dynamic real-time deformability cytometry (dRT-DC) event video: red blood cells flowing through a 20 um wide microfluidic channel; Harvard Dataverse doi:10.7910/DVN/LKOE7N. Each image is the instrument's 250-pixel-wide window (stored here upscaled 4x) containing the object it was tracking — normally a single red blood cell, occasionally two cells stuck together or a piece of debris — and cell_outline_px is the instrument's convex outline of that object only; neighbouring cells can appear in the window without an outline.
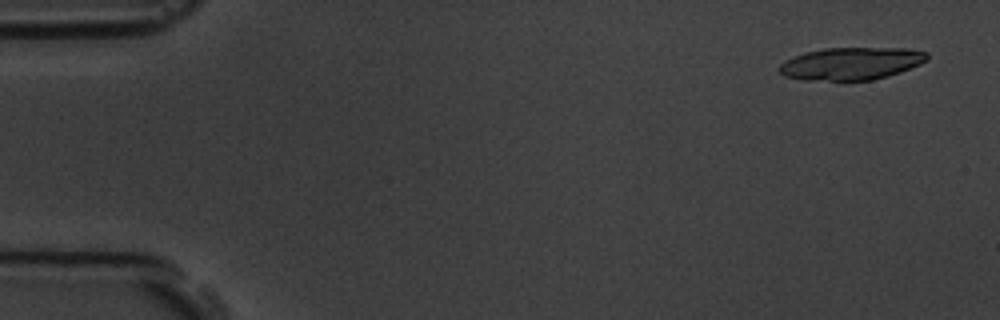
{"species": "common noctule bat (a hibernating species)", "species_latin": "Nyctalus noctula", "temperature_condition": "room temperature", "stored_images_in_passage": 7, "camera_frame_rate_fps": 3000, "um_per_image_px": 0.085, "animal": {"sex": "male", "body_mass_g": 19.5, "forearm_length_mm": 54.6}, "frame": {"image": 1, "passage_image": 2, "time_ms": 0.667, "image_size_px": [1000, 320], "cell_outline_px": [[928, 60], [920, 64], [900, 72], [888, 76], [872, 80], [800, 80], [784, 76], [776, 68], [784, 60], [792, 56], [804, 52], [824, 48], [904, 48], [928, 52]], "centroid_in_image_um": [72.31, 5.4], "position_along_channel_um": 12.7, "area_um2": 28.26}}